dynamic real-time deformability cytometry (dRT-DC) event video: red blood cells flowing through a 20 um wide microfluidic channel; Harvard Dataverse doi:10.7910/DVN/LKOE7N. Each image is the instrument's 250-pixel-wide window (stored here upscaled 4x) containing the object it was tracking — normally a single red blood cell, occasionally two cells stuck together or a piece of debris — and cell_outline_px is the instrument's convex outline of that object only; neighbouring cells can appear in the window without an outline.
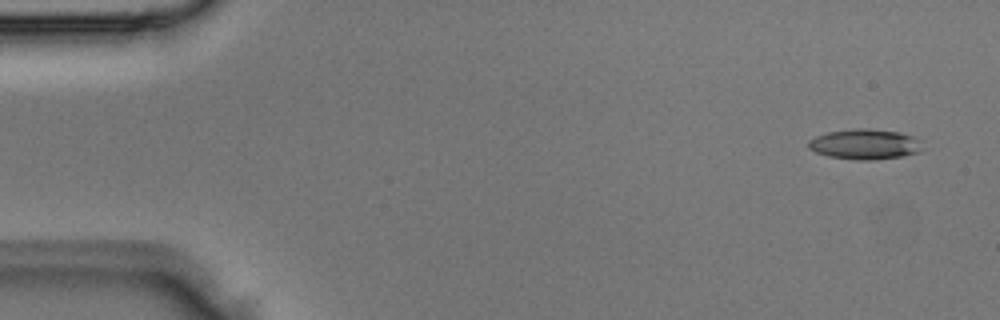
{"species": "Egyptian fruit bat (a non-hibernating species)", "species_latin": "Rousettus aegyptiacus", "temperature_condition": "room temperature", "stored_images_in_passage": 3, "camera_frame_rate_fps": 3000, "um_per_image_px": 0.085, "animal": {"sex": "male"}, "frame": {"image": 1, "passage_image": 1, "time_ms": 0.0, "image_size_px": [1000, 320], "cell_outline_px": [[920, 152], [900, 156], [872, 160], [856, 160], [828, 156], [816, 152], [808, 148], [808, 140], [816, 136], [828, 132], [856, 128], [868, 128], [900, 132], [912, 136], [916, 140], [920, 148]], "centroid_in_image_um": [73.45, 12.25], "position_along_channel_um": 11.6, "area_um2": 19.88}}